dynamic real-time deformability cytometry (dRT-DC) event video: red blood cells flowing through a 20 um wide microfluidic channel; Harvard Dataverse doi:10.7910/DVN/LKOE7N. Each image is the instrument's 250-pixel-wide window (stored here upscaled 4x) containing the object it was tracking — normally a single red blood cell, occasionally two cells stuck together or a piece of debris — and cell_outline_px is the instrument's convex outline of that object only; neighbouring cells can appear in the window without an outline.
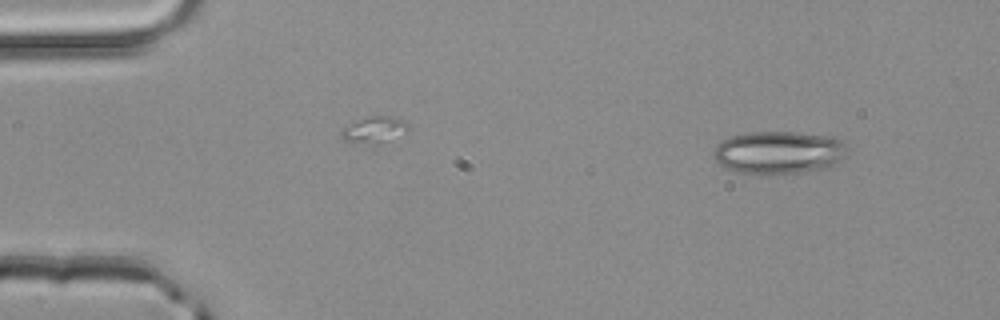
{"species": "common noctule bat (a hibernating species)", "species_latin": "Nyctalus noctula", "temperature_condition": "room temperature", "stored_images_in_passage": 3, "segment_of_instrument_passage": [2, 2], "camera_frame_rate_fps": 3000, "um_per_image_px": 0.085, "animal": {"sex": "male", "body_mass_g": 20.4}, "frame": {"image": 1, "passage_image": 3, "time_ms": 0.667, "image_size_px": [1000, 320], "cell_outline_px": [[844, 156], [840, 160], [828, 168], [800, 172], [740, 172], [724, 168], [712, 156], [712, 152], [716, 144], [732, 136], [748, 132], [796, 132], [832, 136], [840, 140], [844, 144]], "centroid_in_image_um": [66.16, 12.93], "position_along_channel_um": 18.8, "area_um2": 32.77}}